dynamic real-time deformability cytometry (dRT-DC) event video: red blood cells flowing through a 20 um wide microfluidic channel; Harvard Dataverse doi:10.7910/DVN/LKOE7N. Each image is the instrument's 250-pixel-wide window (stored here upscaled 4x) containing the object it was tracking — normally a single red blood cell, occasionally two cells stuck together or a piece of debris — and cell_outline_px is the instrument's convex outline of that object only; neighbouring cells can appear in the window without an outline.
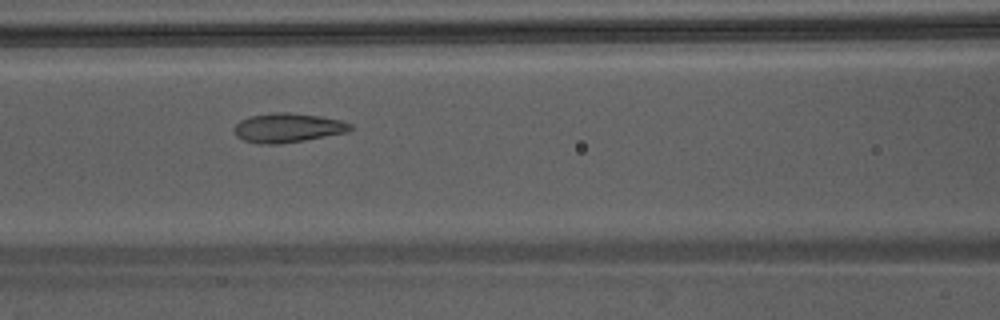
{"species": "Egyptian fruit bat (a non-hibernating species)", "species_latin": "Rousettus aegyptiacus", "temperature_condition": "warm", "stored_images_in_passage": 36, "camera_frame_rate_fps": 3000, "um_per_image_px": 0.085, "animal": {"sex": "male"}, "frame": {"image": 1, "passage_image": 10, "time_ms": 3.0, "image_size_px": [1000, 320], "cell_outline_px": [[352, 128], [348, 132], [304, 140], [276, 144], [260, 144], [244, 140], [236, 136], [236, 124], [240, 120], [252, 116], [272, 112], [288, 112], [320, 116], [340, 120], [352, 124]], "centroid_in_image_um": [24.48, 10.86], "position_along_channel_um": 142.1, "area_um2": 19.59}}
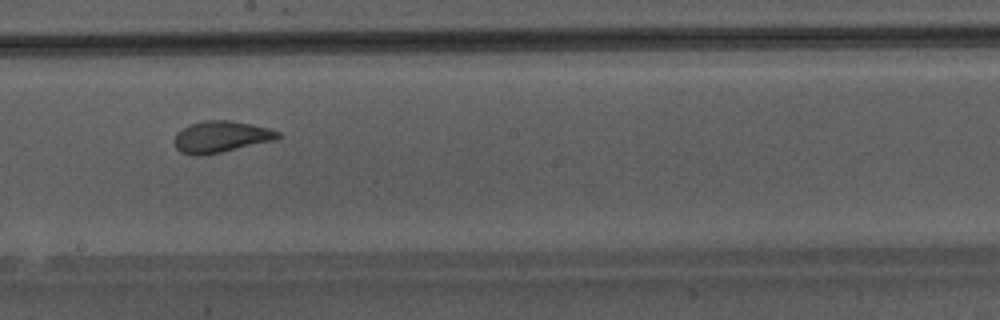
{"frame": {"image": 2, "passage_image": 16, "time_ms": 5.0, "image_size_px": [1000, 320], "cell_outline_px": [[284, 136], [276, 140], [220, 152], [200, 156], [192, 156], [180, 152], [176, 148], [176, 132], [192, 124], [204, 120], [228, 120], [252, 124], [268, 128], [280, 132]], "centroid_in_image_um": [18.82, 11.63], "position_along_channel_um": 229.4, "area_um2": 18.96}}
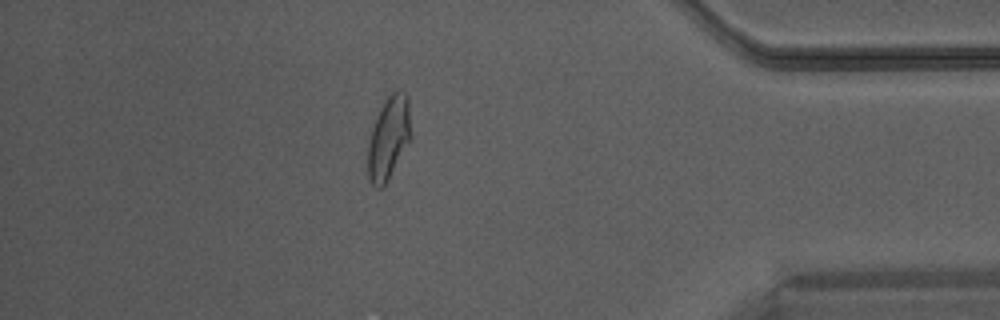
{"frame": {"image": 3, "passage_image": 30, "time_ms": 9.667, "image_size_px": [1000, 320], "cell_outline_px": [[412, 136], [384, 184], [380, 188], [376, 188], [372, 184], [368, 176], [368, 144], [372, 128], [376, 116], [380, 108], [388, 96], [396, 88], [400, 88], [408, 96]], "centroid_in_image_um": [33.05, 11.64], "position_along_channel_um": 402.2, "area_um2": 20.63}}